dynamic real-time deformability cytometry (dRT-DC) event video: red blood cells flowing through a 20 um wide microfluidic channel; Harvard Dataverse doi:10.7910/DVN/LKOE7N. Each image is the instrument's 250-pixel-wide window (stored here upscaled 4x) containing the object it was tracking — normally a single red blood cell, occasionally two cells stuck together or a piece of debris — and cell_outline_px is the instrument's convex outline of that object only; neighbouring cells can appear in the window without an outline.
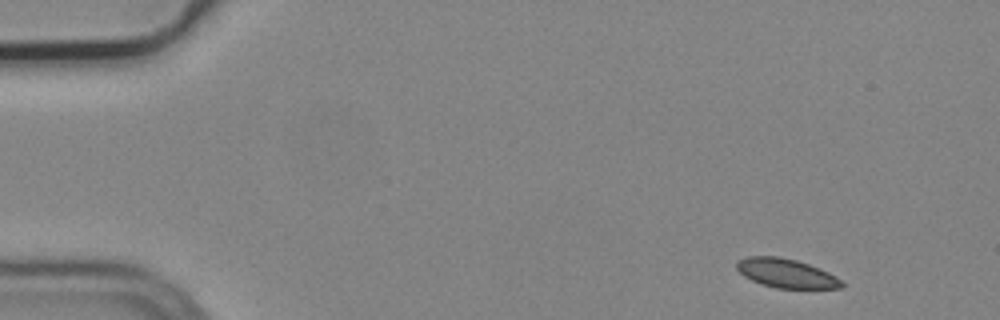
{"species": "common noctule bat (a hibernating species)", "species_latin": "Nyctalus noctula", "temperature_condition": "cold", "stored_images_in_passage": 5, "segment_of_instrument_passage": [1, 2], "camera_frame_rate_fps": 3000, "um_per_image_px": 0.085, "animal": {"sex": "male", "body_mass_g": 19.2, "forearm_length_mm": 51.8}, "frame": {"image": 1, "passage_image": 1, "time_ms": 0.0, "image_size_px": [1000, 320], "cell_outline_px": [[844, 284], [840, 288], [776, 288], [752, 280], [744, 276], [736, 268], [736, 264], [740, 260], [748, 256], [776, 256], [796, 260], [820, 268], [836, 276]], "centroid_in_image_um": [66.83, 23.22], "position_along_channel_um": 18.2, "area_um2": 17.51}}
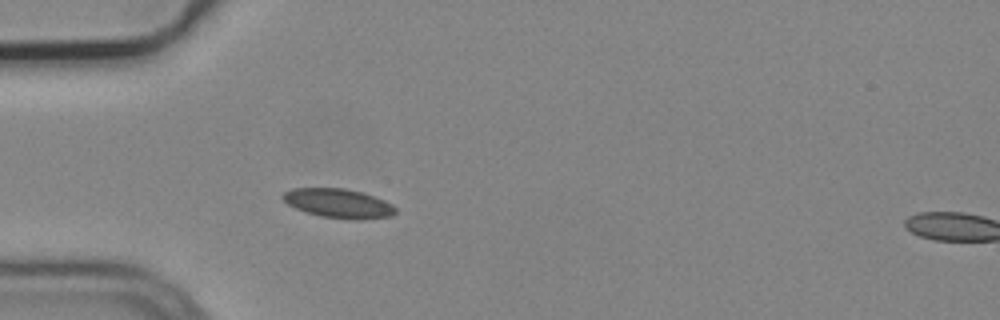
{"frame": {"image": 2, "passage_image": 4, "time_ms": 1.0, "image_size_px": [1000, 320], "cell_outline_px": [[396, 212], [392, 216], [364, 220], [348, 220], [320, 216], [304, 212], [288, 204], [280, 196], [284, 192], [292, 188], [344, 188], [364, 192], [384, 200], [392, 204], [396, 208]], "centroid_in_image_um": [28.79, 17.29], "position_along_channel_um": 56.2, "area_um2": 19.54}}